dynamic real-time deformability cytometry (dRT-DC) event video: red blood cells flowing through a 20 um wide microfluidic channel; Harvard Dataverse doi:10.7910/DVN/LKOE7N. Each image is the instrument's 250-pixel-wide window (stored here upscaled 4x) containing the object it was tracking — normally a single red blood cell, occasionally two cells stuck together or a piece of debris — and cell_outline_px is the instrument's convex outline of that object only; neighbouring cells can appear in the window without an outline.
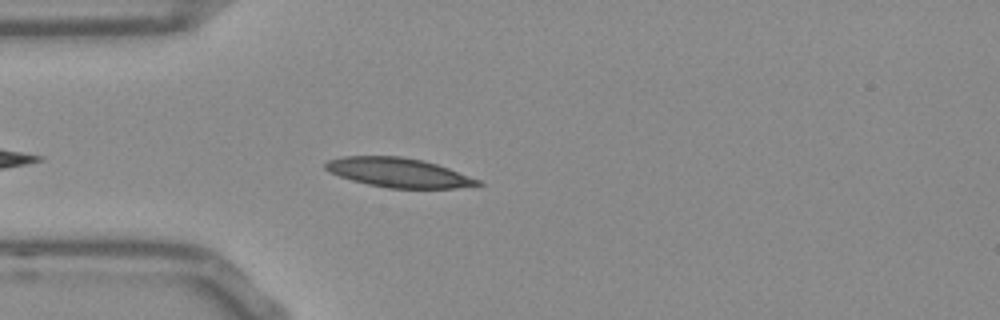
{"species": "Egyptian fruit bat (a non-hibernating species)", "species_latin": "Rousettus aegyptiacus", "temperature_condition": "room temperature", "stored_images_in_passage": 41, "camera_frame_rate_fps": 3000, "um_per_image_px": 0.085, "frame": {"image": 1, "passage_image": 5, "time_ms": 1.333, "image_size_px": [1000, 320], "cell_outline_px": [[484, 184], [456, 188], [388, 188], [368, 184], [352, 180], [340, 176], [324, 168], [324, 164], [328, 160], [344, 156], [400, 156], [424, 160], [448, 168], [480, 180]], "centroid_in_image_um": [33.88, 14.67], "position_along_channel_um": 51.1, "area_um2": 25.84}}
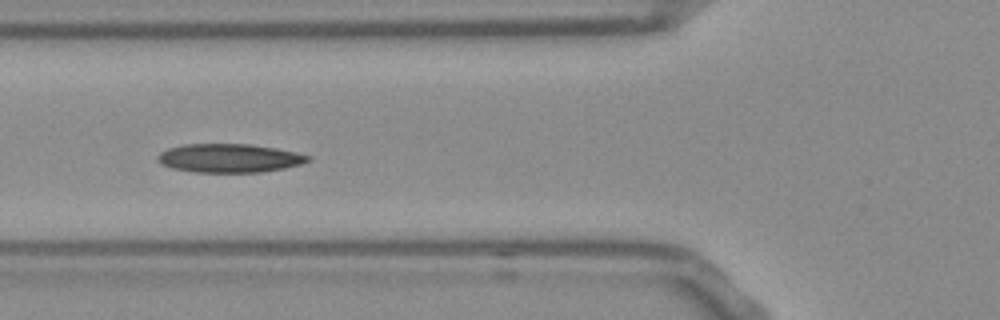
{"frame": {"image": 2, "passage_image": 10, "time_ms": 3.0, "image_size_px": [1000, 320], "cell_outline_px": [[312, 160], [300, 164], [284, 168], [260, 172], [196, 172], [172, 168], [160, 164], [156, 160], [156, 156], [160, 152], [168, 148], [184, 144], [248, 144], [276, 148], [296, 152], [312, 156]], "centroid_in_image_um": [19.48, 13.44], "position_along_channel_um": 106.3, "area_um2": 25.2}}
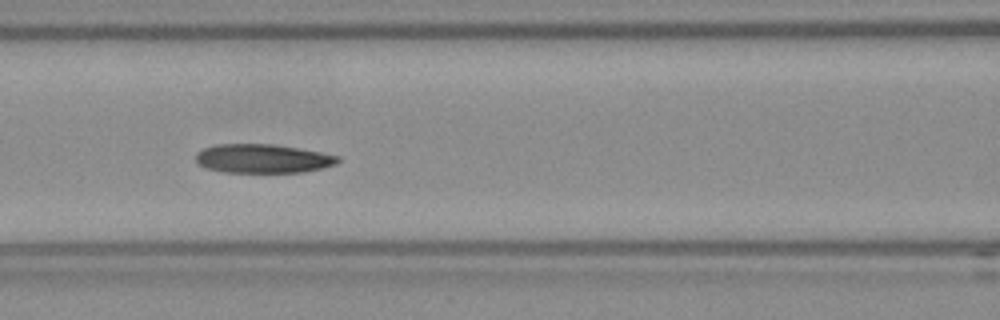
{"frame": {"image": 3, "passage_image": 13, "time_ms": 4.0, "image_size_px": [1000, 320], "cell_outline_px": [[340, 160], [336, 164], [304, 172], [224, 172], [204, 168], [196, 160], [196, 152], [204, 148], [216, 144], [272, 144], [320, 152], [340, 156]], "centroid_in_image_um": [22.31, 13.48], "position_along_channel_um": 144.3, "area_um2": 23.81}, "authors_computed_cell_mechanics": {"area_um2": 24.2182, "velocity_mm_per_s": 3.7474, "shape_relaxation_time_tau1_ms": 3.1545, "shape_relaxation_time_tau2_ms": 9.8803, "deformation_change_tau1": 0.0783, "deformation_change_tau2": 0.1675}}